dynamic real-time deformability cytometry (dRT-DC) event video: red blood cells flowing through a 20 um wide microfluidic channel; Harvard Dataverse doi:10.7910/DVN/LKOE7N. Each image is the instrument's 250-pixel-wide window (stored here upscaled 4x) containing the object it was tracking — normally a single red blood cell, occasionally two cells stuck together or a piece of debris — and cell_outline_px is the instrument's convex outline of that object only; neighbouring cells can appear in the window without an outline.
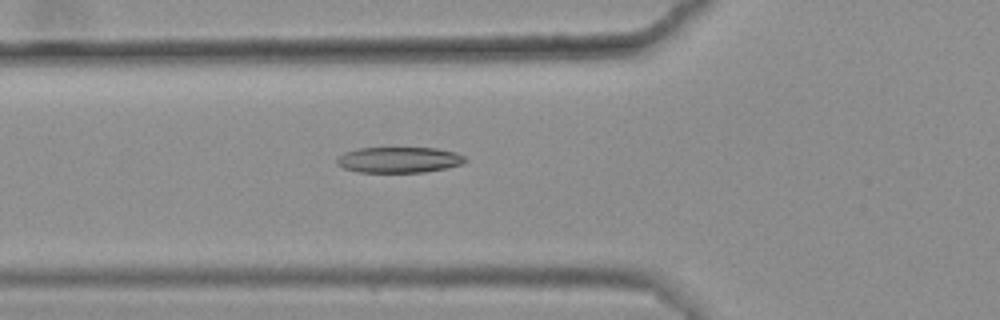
{"species": "common noctule bat (a hibernating species)", "species_latin": "Nyctalus noctula", "temperature_condition": "warm", "stored_images_in_passage": 43, "camera_frame_rate_fps": 3000, "um_per_image_px": 0.085, "animal": {"sex": "female", "body_mass_g": 25.1}, "frame": {"image": 1, "passage_image": 13, "time_ms": 4.0, "image_size_px": [1000, 320], "cell_outline_px": [[468, 160], [460, 164], [444, 168], [424, 172], [360, 172], [344, 168], [336, 164], [336, 160], [344, 152], [356, 148], [436, 148], [456, 152], [464, 156]], "centroid_in_image_um": [33.9, 13.58], "position_along_channel_um": 91.9, "area_um2": 19.19}}
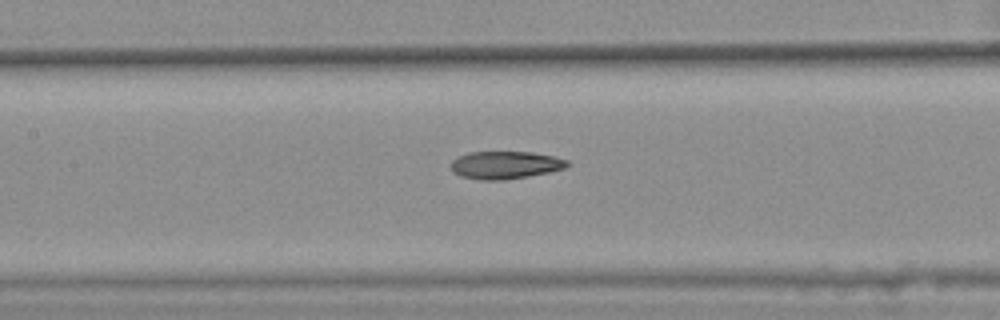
{"frame": {"image": 2, "passage_image": 19, "time_ms": 6.0, "image_size_px": [1000, 320], "cell_outline_px": [[568, 164], [564, 168], [548, 172], [528, 176], [504, 180], [480, 180], [460, 176], [452, 172], [452, 160], [468, 152], [532, 152], [552, 156], [568, 160]], "centroid_in_image_um": [42.92, 14.03], "position_along_channel_um": 164.5, "area_um2": 18.61}}
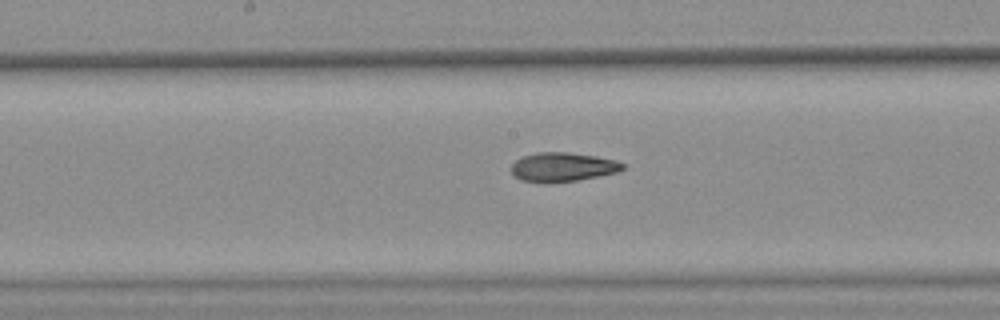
{"frame": {"image": 3, "passage_image": 22, "time_ms": 7.0, "image_size_px": [1000, 320], "cell_outline_px": [[624, 168], [616, 172], [576, 180], [520, 180], [512, 172], [512, 164], [516, 160], [524, 156], [536, 152], [568, 152], [596, 156], [616, 160], [624, 164]], "centroid_in_image_um": [47.85, 14.14], "position_along_channel_um": 200.3, "area_um2": 18.03}, "authors_computed_cell_mechanics": {"area_um2": 19.0162, "velocity_mm_per_s": 3.6071, "shape_relaxation_time_tau1_ms": null, "shape_relaxation_time_tau2_ms": 3.1193, "deformation_change_tau1": null, "deformation_change_tau2": 0.1039}}